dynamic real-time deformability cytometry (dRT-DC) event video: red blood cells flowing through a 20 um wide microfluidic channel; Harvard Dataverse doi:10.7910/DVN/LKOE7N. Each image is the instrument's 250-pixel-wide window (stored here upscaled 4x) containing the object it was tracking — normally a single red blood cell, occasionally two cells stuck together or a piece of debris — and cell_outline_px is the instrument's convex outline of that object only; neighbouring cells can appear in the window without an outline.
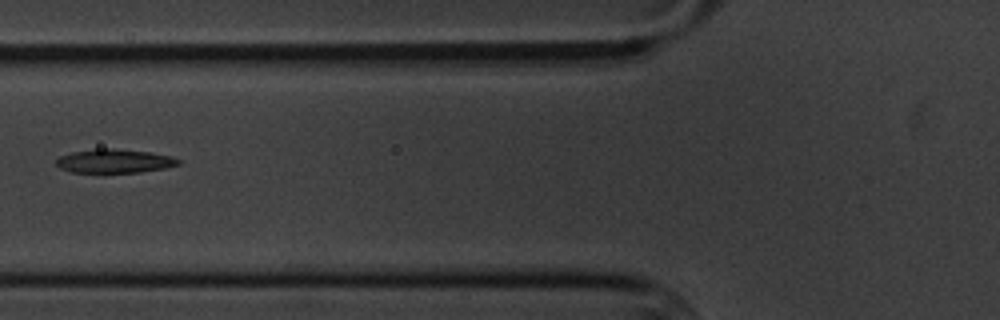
{"species": "common noctule bat (a hibernating species)", "species_latin": "Nyctalus noctula", "temperature_condition": "cold", "stored_images_in_passage": 12, "camera_frame_rate_fps": 3000, "um_per_image_px": 0.085, "animal": {"sex": "male", "body_mass_g": 20.1, "forearm_length_mm": 53.5}, "frame": {"image": 1, "passage_image": 3, "time_ms": 3.667, "image_size_px": [1000, 320], "cell_outline_px": [[180, 164], [164, 168], [140, 172], [72, 172], [60, 168], [56, 164], [56, 160], [60, 156], [72, 152], [100, 148], [112, 148], [148, 152], [172, 156], [180, 160]], "centroid_in_image_um": [9.73, 13.68], "position_along_channel_um": 116.1, "area_um2": 16.76}}
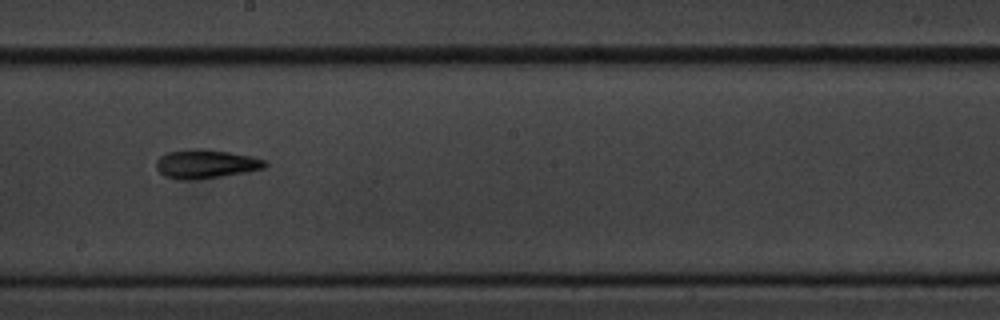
{"frame": {"image": 2, "passage_image": 6, "time_ms": 7.0, "image_size_px": [1000, 320], "cell_outline_px": [[268, 164], [264, 168], [244, 172], [220, 176], [192, 180], [180, 180], [164, 176], [156, 168], [156, 160], [160, 156], [168, 152], [196, 148], [204, 148], [252, 156], [268, 160]], "centroid_in_image_um": [17.49, 13.93], "position_along_channel_um": 230.7, "area_um2": 18.32}}
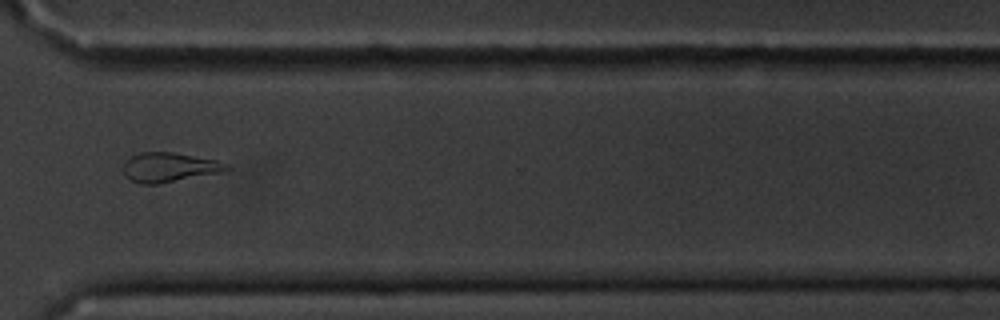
{"frame": {"image": 3, "passage_image": 9, "time_ms": 10.667, "image_size_px": [1000, 320], "cell_outline_px": [[232, 168], [220, 172], [156, 184], [140, 184], [132, 180], [124, 172], [124, 164], [132, 156], [140, 152], [172, 152], [216, 160], [228, 164]], "centroid_in_image_um": [14.4, 14.21], "position_along_channel_um": 356.2, "area_um2": 17.28}, "authors_computed_cell_mechanics": {"area_um2": 17.9758, "velocity_mm_per_s": 3.4301, "shape_relaxation_time_tau1_ms": 2.7025, "shape_relaxation_time_tau2_ms": 4.5333, "deformation_change_tau1": 0.1025, "deformation_change_tau2": 0.131}}